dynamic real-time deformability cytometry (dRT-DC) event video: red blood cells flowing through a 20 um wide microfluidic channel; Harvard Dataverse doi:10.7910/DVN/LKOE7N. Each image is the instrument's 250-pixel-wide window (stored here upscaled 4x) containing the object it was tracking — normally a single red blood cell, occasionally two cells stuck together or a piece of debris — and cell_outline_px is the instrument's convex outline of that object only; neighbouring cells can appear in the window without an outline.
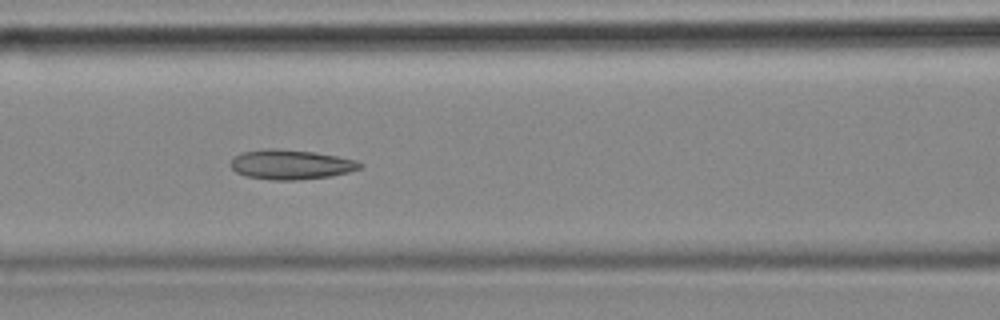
{"species": "common noctule bat (a hibernating species)", "species_latin": "Nyctalus noctula", "temperature_condition": "cold", "stored_images_in_passage": 7, "camera_frame_rate_fps": 3000, "um_per_image_px": 0.085, "animal": {"sex": "female", "body_mass_g": 18.4}, "frame": {"image": 1, "passage_image": 7, "time_ms": 2.0, "image_size_px": [1000, 320], "cell_outline_px": [[364, 164], [360, 168], [348, 172], [332, 176], [296, 180], [272, 180], [244, 176], [236, 172], [232, 168], [232, 156], [240, 152], [268, 148], [276, 148], [316, 152], [356, 160]], "centroid_in_image_um": [24.7, 13.98], "position_along_channel_um": 141.9, "area_um2": 22.54}}